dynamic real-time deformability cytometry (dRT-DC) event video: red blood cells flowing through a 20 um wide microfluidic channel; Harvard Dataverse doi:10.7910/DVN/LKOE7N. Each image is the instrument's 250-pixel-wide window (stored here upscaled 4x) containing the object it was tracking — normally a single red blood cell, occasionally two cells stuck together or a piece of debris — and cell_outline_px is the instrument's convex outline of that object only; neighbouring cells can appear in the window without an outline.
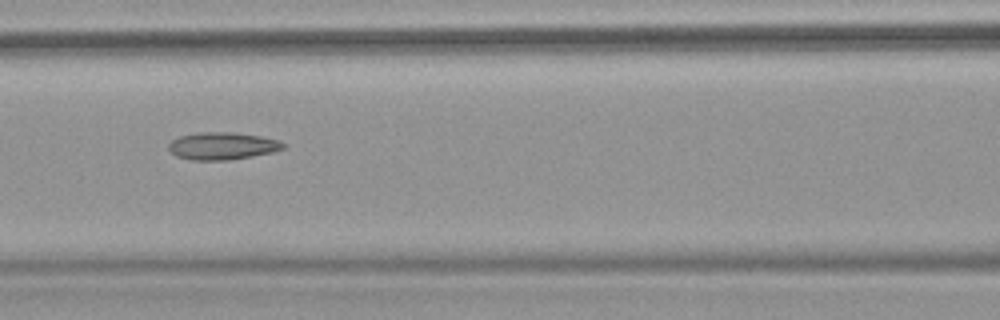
{"species": "common noctule bat (a hibernating species)", "species_latin": "Nyctalus noctula", "temperature_condition": "warm", "stored_images_in_passage": 8, "camera_frame_rate_fps": 3000, "um_per_image_px": 0.085, "animal": {"sex": "female", "body_mass_g": 18.4}, "frame": {"image": 1, "passage_image": 7, "time_ms": 7.0, "image_size_px": [1000, 320], "cell_outline_px": [[288, 144], [284, 148], [272, 152], [252, 156], [228, 160], [192, 160], [176, 156], [168, 148], [168, 144], [172, 140], [180, 136], [196, 132], [232, 132], [260, 136], [280, 140]], "centroid_in_image_um": [18.92, 12.4], "position_along_channel_um": 147.7, "area_um2": 18.38}}
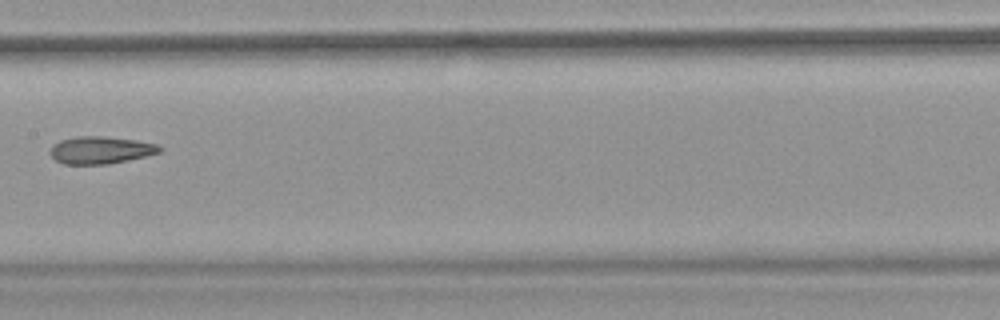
{"frame": {"image": 2, "passage_image": 8, "time_ms": 8.333, "image_size_px": [1000, 320], "cell_outline_px": [[164, 148], [160, 152], [148, 156], [108, 164], [64, 164], [56, 160], [48, 152], [52, 144], [60, 140], [76, 136], [104, 136], [136, 140], [156, 144]], "centroid_in_image_um": [8.54, 12.75], "position_along_channel_um": 198.9, "area_um2": 17.63}}